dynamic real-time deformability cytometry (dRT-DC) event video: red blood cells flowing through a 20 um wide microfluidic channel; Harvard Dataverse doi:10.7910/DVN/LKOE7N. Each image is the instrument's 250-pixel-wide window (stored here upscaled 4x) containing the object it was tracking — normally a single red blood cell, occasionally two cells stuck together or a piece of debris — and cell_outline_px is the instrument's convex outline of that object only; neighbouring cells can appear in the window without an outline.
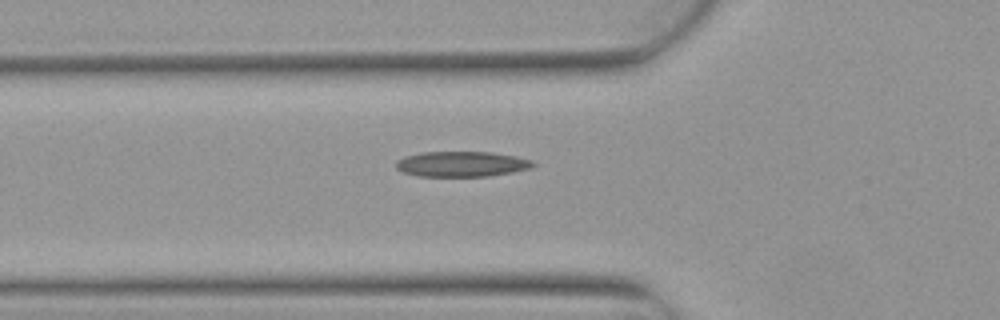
{"species": "Egyptian fruit bat (a non-hibernating species)", "species_latin": "Rousettus aegyptiacus", "temperature_condition": "warm", "stored_images_in_passage": 6, "camera_frame_rate_fps": 3000, "um_per_image_px": 0.085, "animal": {"sex": "female"}, "frame": {"image": 1, "passage_image": 6, "time_ms": 1.667, "image_size_px": [1000, 320], "cell_outline_px": [[536, 164], [532, 168], [512, 172], [488, 176], [420, 176], [404, 172], [396, 168], [396, 160], [404, 156], [420, 152], [492, 152], [516, 156], [532, 160]], "centroid_in_image_um": [39.25, 13.93], "position_along_channel_um": 86.5, "area_um2": 20.29}}